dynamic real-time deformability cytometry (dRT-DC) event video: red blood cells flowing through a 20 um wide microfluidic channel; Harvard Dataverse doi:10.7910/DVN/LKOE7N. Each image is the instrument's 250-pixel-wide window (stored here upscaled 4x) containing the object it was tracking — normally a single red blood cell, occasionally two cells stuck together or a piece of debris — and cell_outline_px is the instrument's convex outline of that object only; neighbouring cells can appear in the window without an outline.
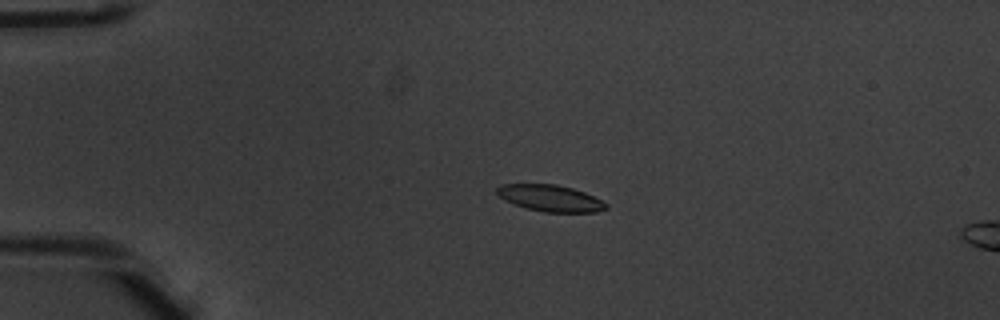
{"species": "common noctule bat (a hibernating species)", "species_latin": "Nyctalus noctula", "temperature_condition": "warm", "stored_images_in_passage": 19, "camera_frame_rate_fps": 3000, "um_per_image_px": 0.085, "animal": {"sex": "male", "body_mass_g": 20.1, "forearm_length_mm": 53.5}, "frame": {"image": 1, "passage_image": 14, "time_ms": 4.333, "image_size_px": [1000, 320], "cell_outline_px": [[608, 208], [596, 212], [544, 212], [528, 208], [504, 200], [496, 192], [496, 188], [500, 184], [556, 184], [572, 188], [584, 192], [608, 204]], "centroid_in_image_um": [46.77, 16.84], "position_along_channel_um": 38.2, "area_um2": 16.7}}